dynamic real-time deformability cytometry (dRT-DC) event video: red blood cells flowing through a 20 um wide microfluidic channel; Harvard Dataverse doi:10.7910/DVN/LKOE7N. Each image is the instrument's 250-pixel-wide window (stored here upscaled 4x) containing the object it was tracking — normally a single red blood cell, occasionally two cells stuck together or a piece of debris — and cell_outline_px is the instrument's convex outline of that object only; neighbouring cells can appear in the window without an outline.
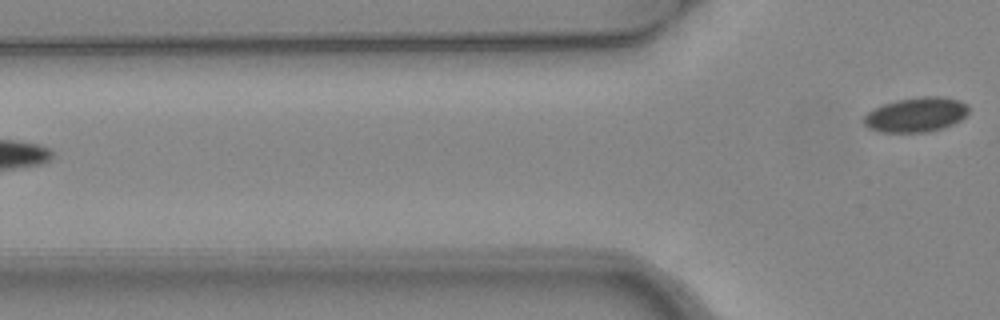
{"species": "common noctule bat (a hibernating species)", "species_latin": "Nyctalus noctula", "temperature_condition": "warm", "stored_images_in_passage": 5, "camera_frame_rate_fps": 3000, "um_per_image_px": 0.085, "animal": {"sex": "female", "body_mass_g": 24.6, "forearm_length_mm": 56.2}, "frame": {"image": 1, "passage_image": 5, "time_ms": 1.333, "image_size_px": [1000, 320], "cell_outline_px": [[968, 112], [960, 120], [944, 128], [928, 132], [876, 132], [868, 128], [864, 124], [864, 116], [872, 108], [884, 104], [900, 100], [924, 96], [940, 96], [960, 100], [968, 104]], "centroid_in_image_um": [77.86, 9.76], "position_along_channel_um": 47.9, "area_um2": 21.21}}